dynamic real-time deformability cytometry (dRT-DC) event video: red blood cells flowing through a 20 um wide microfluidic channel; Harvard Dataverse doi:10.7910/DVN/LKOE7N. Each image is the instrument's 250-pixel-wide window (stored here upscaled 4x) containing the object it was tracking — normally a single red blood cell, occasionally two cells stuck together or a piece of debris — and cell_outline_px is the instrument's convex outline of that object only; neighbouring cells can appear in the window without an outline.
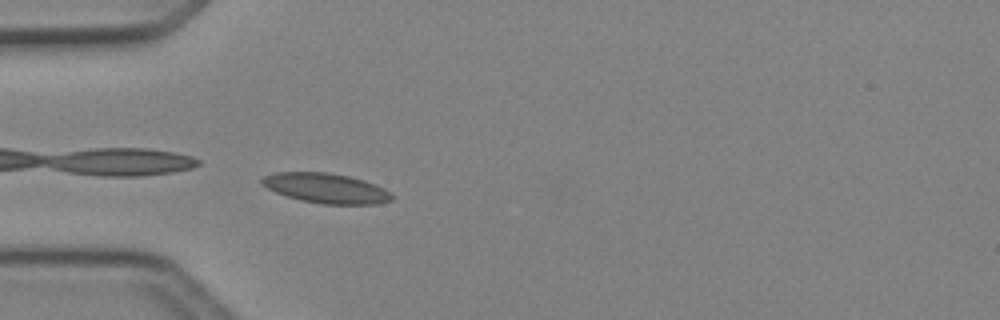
{"species": "Egyptian fruit bat (a non-hibernating species)", "species_latin": "Rousettus aegyptiacus", "temperature_condition": "cold", "stored_images_in_passage": 36, "camera_frame_rate_fps": 3000, "um_per_image_px": 0.085, "animal": {"sex": "female"}, "frame": {"image": 1, "passage_image": 2, "time_ms": 0.333, "image_size_px": [1000, 320], "cell_outline_px": [[392, 200], [376, 204], [324, 204], [300, 200], [276, 192], [260, 184], [260, 180], [264, 176], [276, 172], [328, 172], [348, 176], [364, 180], [376, 184], [384, 188], [392, 196]], "centroid_in_image_um": [27.7, 15.99], "position_along_channel_um": 57.3, "area_um2": 22.54}}
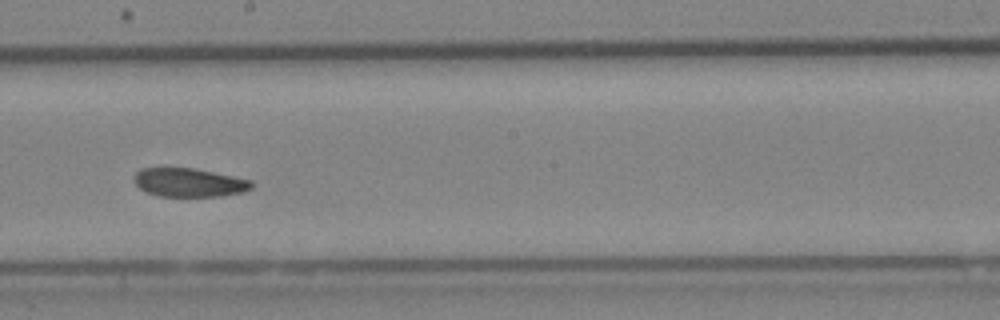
{"frame": {"image": 2, "passage_image": 15, "time_ms": 4.667, "image_size_px": [1000, 320], "cell_outline_px": [[256, 184], [252, 188], [244, 192], [220, 196], [160, 196], [144, 192], [132, 180], [132, 176], [140, 168], [192, 168], [252, 180]], "centroid_in_image_um": [16.06, 15.52], "position_along_channel_um": 232.1, "area_um2": 19.77}}
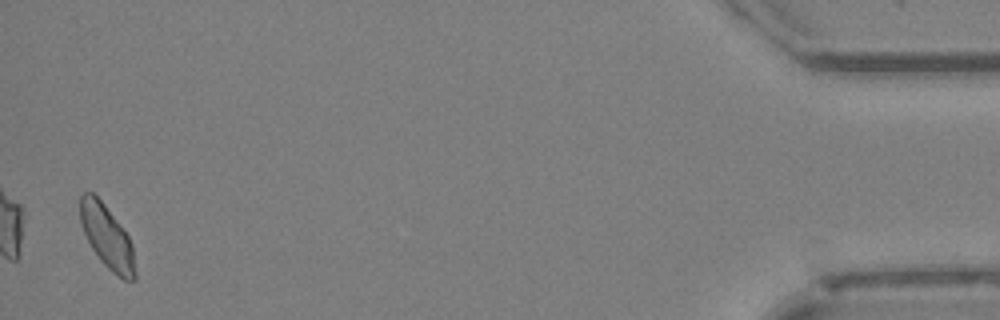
{"frame": {"image": 3, "passage_image": 35, "time_ms": 11.333, "image_size_px": [1000, 320], "cell_outline_px": [[136, 280], [124, 280], [112, 272], [100, 260], [92, 248], [80, 224], [80, 196], [84, 192], [92, 192], [104, 204], [128, 236], [132, 244], [136, 276]], "centroid_in_image_um": [9.09, 20.15], "position_along_channel_um": 426.1, "area_um2": 19.94}, "authors_computed_cell_mechanics": {"area_um2": 20.4034, "velocity_mm_per_s": 4.1919, "shape_relaxation_time_tau1_ms": null, "shape_relaxation_time_tau2_ms": 6.3517, "deformation_change_tau1": null, "deformation_change_tau2": 0.1038}}